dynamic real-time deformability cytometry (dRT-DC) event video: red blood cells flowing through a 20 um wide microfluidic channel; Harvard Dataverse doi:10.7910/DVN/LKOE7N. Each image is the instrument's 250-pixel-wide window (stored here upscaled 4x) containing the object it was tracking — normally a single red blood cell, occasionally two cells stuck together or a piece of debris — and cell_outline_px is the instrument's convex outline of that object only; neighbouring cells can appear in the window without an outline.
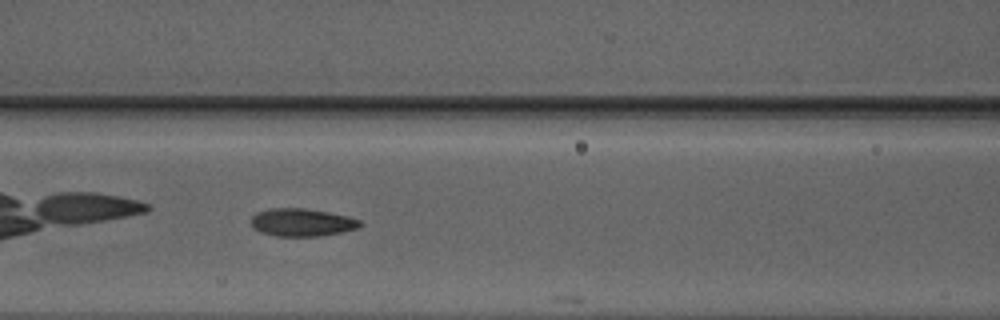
{"species": "Egyptian fruit bat (a non-hibernating species)", "species_latin": "Rousettus aegyptiacus", "temperature_condition": "warm", "stored_images_in_passage": 32, "camera_frame_rate_fps": 3000, "um_per_image_px": 0.085, "animal": {"sex": "male"}, "frame": {"image": 1, "passage_image": 8, "time_ms": 2.333, "image_size_px": [1000, 320], "cell_outline_px": [[364, 224], [360, 228], [344, 232], [320, 236], [276, 236], [260, 232], [252, 228], [252, 216], [256, 212], [268, 208], [304, 208], [328, 212], [348, 216], [360, 220]], "centroid_in_image_um": [25.69, 18.9], "position_along_channel_um": 140.9, "area_um2": 17.92}}
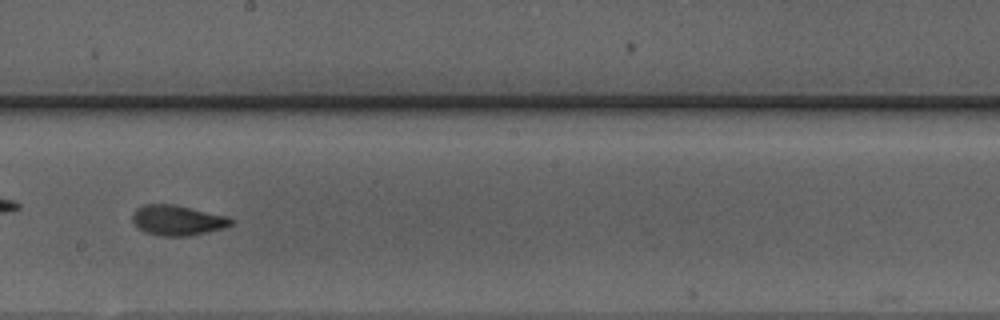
{"frame": {"image": 2, "passage_image": 15, "time_ms": 4.667, "image_size_px": [1000, 320], "cell_outline_px": [[232, 224], [224, 228], [188, 236], [160, 236], [144, 232], [136, 228], [132, 220], [132, 216], [136, 208], [144, 204], [172, 204], [228, 216], [232, 220]], "centroid_in_image_um": [15.04, 18.73], "position_along_channel_um": 233.2, "area_um2": 17.4}}
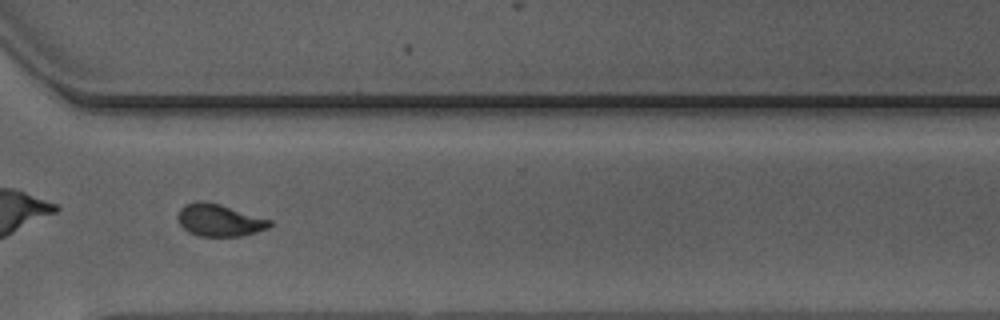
{"frame": {"image": 3, "passage_image": 24, "time_ms": 7.667, "image_size_px": [1000, 320], "cell_outline_px": [[272, 224], [268, 228], [256, 232], [240, 236], [196, 236], [188, 232], [180, 224], [176, 216], [180, 208], [184, 204], [196, 200], [204, 200], [220, 204], [272, 220]], "centroid_in_image_um": [18.61, 18.7], "position_along_channel_um": 352.0, "area_um2": 17.46}}